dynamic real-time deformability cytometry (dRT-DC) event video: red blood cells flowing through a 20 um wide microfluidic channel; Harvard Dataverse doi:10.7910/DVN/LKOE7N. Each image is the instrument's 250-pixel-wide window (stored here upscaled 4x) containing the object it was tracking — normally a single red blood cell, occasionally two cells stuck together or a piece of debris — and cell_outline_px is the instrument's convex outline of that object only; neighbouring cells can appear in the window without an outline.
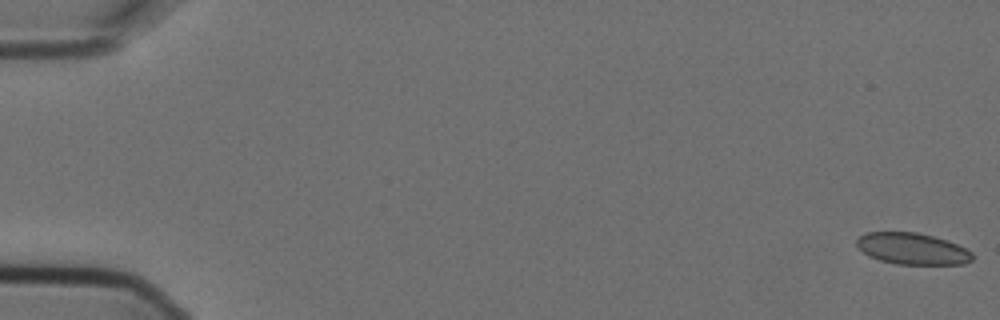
{"species": "Egyptian fruit bat (a non-hibernating species)", "species_latin": "Rousettus aegyptiacus", "temperature_condition": "cold", "stored_images_in_passage": 4, "camera_frame_rate_fps": 3000, "um_per_image_px": 0.085, "animal": {"sex": "female"}, "frame": {"image": 1, "passage_image": 1, "time_ms": 0.0, "image_size_px": [1000, 320], "cell_outline_px": [[972, 260], [964, 264], [896, 264], [880, 260], [868, 256], [856, 244], [856, 240], [860, 236], [868, 232], [916, 232], [948, 240], [972, 252]], "centroid_in_image_um": [77.54, 21.14], "position_along_channel_um": 7.5, "area_um2": 21.1}}